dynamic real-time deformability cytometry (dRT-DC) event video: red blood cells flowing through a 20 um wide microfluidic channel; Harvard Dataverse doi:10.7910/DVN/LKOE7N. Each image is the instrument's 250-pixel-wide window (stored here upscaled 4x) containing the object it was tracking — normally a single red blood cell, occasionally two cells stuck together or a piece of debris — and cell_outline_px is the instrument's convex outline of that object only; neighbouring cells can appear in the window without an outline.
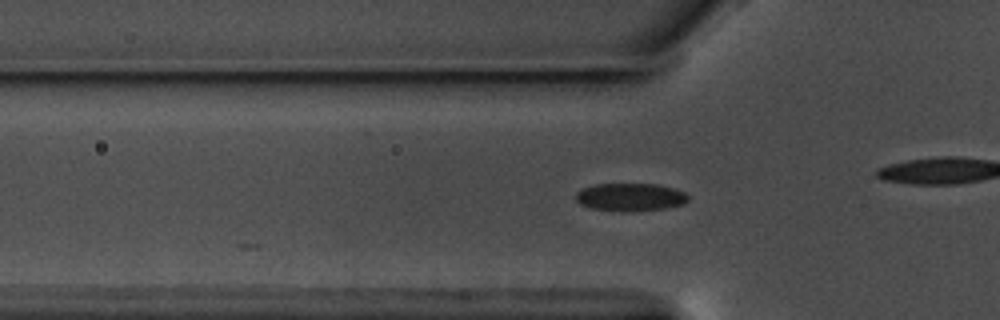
{"species": "common noctule bat (a hibernating species)", "species_latin": "Nyctalus noctula", "temperature_condition": "warm", "stored_images_in_passage": 9, "camera_frame_rate_fps": 3000, "um_per_image_px": 0.085, "animal": {"sex": "male", "body_mass_g": 17.5, "forearm_length_mm": 52.3}, "frame": {"image": 1, "passage_image": 4, "time_ms": 1.0, "image_size_px": [1000, 320], "cell_outline_px": [[688, 200], [684, 204], [664, 208], [632, 212], [620, 212], [588, 208], [580, 204], [576, 200], [576, 192], [584, 188], [596, 184], [656, 184], [672, 188], [684, 192], [688, 196]], "centroid_in_image_um": [53.55, 16.77], "position_along_channel_um": 72.3, "area_um2": 18.38}}
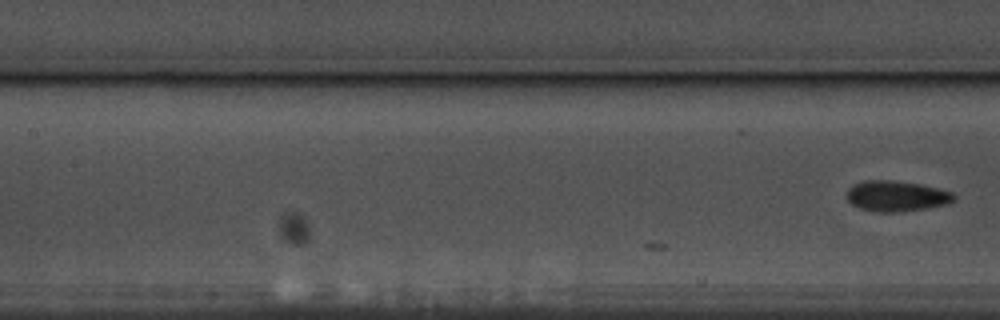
{"frame": {"image": 2, "passage_image": 9, "time_ms": 2.667, "image_size_px": [1000, 320], "cell_outline_px": [[956, 200], [948, 204], [900, 212], [876, 212], [860, 208], [852, 204], [848, 200], [848, 188], [852, 184], [864, 180], [888, 180], [920, 184], [940, 188], [952, 192], [956, 196]], "centroid_in_image_um": [76.22, 16.66], "position_along_channel_um": 131.2, "area_um2": 19.19}}